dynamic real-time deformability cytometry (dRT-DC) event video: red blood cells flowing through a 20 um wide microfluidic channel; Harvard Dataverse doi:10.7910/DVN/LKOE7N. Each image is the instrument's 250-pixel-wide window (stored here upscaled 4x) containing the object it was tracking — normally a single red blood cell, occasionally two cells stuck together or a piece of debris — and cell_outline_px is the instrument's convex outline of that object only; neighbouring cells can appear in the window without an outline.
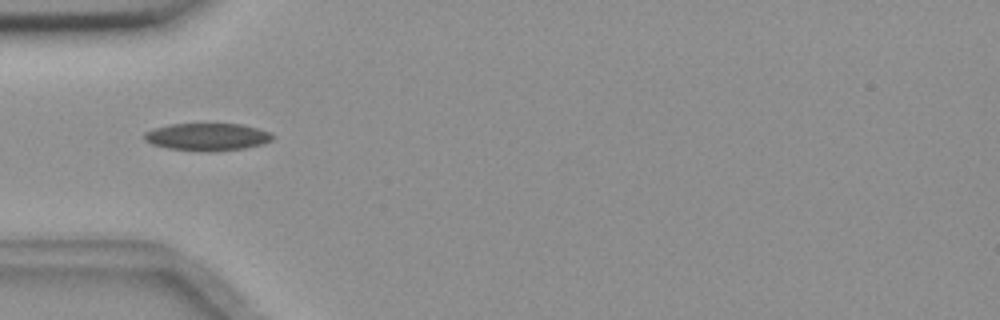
{"species": "common noctule bat (a hibernating species)", "species_latin": "Nyctalus noctula", "temperature_condition": "room temperature", "stored_images_in_passage": 5, "camera_frame_rate_fps": 3000, "um_per_image_px": 0.085, "animal": {"sex": "female", "body_mass_g": 18.4}, "frame": {"image": 1, "passage_image": 1, "time_ms": 0.0, "image_size_px": [1000, 320], "cell_outline_px": [[276, 136], [272, 140], [260, 144], [244, 148], [216, 152], [200, 152], [168, 148], [152, 144], [144, 140], [144, 132], [152, 128], [172, 124], [240, 124], [256, 128], [268, 132]], "centroid_in_image_um": [17.58, 11.65], "position_along_channel_um": 67.4, "area_um2": 20.63}}
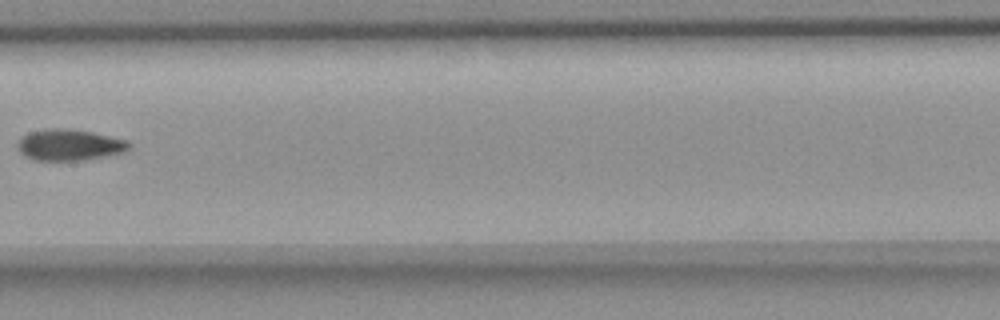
{"frame": {"image": 2, "passage_image": 4, "time_ms": 1.0, "image_size_px": [1000, 320], "cell_outline_px": [[132, 148], [124, 152], [84, 160], [36, 160], [24, 156], [20, 152], [16, 144], [24, 136], [32, 132], [48, 128], [68, 128], [92, 132], [128, 140], [132, 144]], "centroid_in_image_um": [5.95, 12.31], "position_along_channel_um": 201.5, "area_um2": 20.29}}
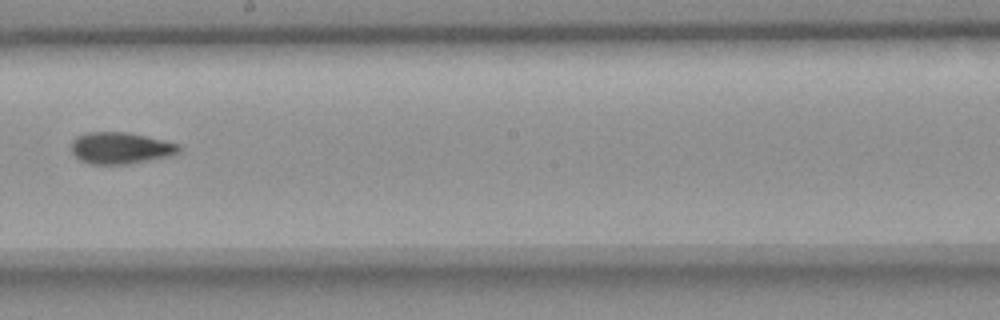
{"frame": {"image": 3, "passage_image": 5, "time_ms": 1.333, "image_size_px": [1000, 320], "cell_outline_px": [[180, 152], [172, 156], [128, 164], [88, 164], [80, 160], [72, 152], [72, 140], [76, 136], [88, 132], [128, 132], [180, 144]], "centroid_in_image_um": [10.26, 12.59], "position_along_channel_um": 237.9, "area_um2": 19.94}}